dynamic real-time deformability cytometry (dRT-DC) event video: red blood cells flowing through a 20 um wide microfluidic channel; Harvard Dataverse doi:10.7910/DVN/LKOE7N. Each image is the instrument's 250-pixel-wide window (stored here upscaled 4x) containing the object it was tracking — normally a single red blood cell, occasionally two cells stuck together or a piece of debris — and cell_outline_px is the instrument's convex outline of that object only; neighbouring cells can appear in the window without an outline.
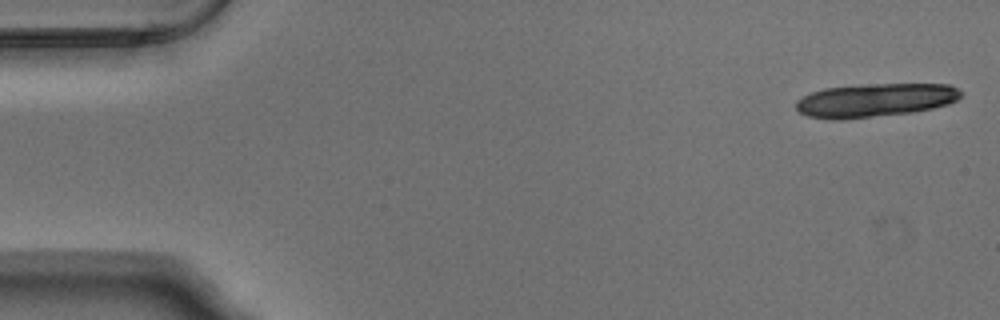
{"species": "Egyptian fruit bat (a non-hibernating species)", "species_latin": "Rousettus aegyptiacus", "temperature_condition": "warm", "stored_images_in_passage": 18, "camera_frame_rate_fps": 3000, "um_per_image_px": 0.085, "animal": {"sex": "male"}, "frame": {"image": 1, "passage_image": 1, "time_ms": 0.0, "image_size_px": [1000, 320], "cell_outline_px": [[960, 96], [956, 100], [948, 104], [932, 108], [912, 112], [844, 120], [832, 120], [808, 116], [800, 112], [796, 108], [796, 100], [812, 92], [824, 88], [860, 84], [948, 84], [956, 88], [960, 92]], "centroid_in_image_um": [74.34, 8.52], "position_along_channel_um": 10.7, "area_um2": 32.25}}